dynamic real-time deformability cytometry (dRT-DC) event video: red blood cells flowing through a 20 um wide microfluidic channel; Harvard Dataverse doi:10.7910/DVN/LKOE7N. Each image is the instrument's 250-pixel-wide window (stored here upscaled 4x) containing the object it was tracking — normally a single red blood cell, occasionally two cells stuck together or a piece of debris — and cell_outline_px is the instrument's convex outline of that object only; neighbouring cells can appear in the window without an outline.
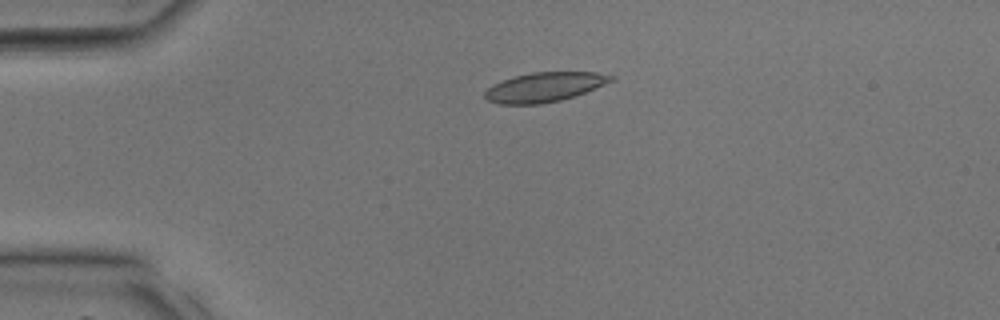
{"species": "common noctule bat (a hibernating species)", "species_latin": "Nyctalus noctula", "temperature_condition": "room temperature", "stored_images_in_passage": 37, "camera_frame_rate_fps": 3000, "um_per_image_px": 0.085, "animal": {"sex": "male", "body_mass_g": 17.9, "forearm_length_mm": 54.2}, "frame": {"image": 1, "passage_image": 9, "time_ms": 2.667, "image_size_px": [1000, 320], "cell_outline_px": [[616, 76], [612, 80], [604, 84], [584, 92], [560, 100], [540, 104], [496, 104], [488, 100], [484, 96], [484, 92], [492, 84], [516, 76], [532, 72], [600, 72]], "centroid_in_image_um": [46.25, 7.4], "position_along_channel_um": 38.7, "area_um2": 21.44}}
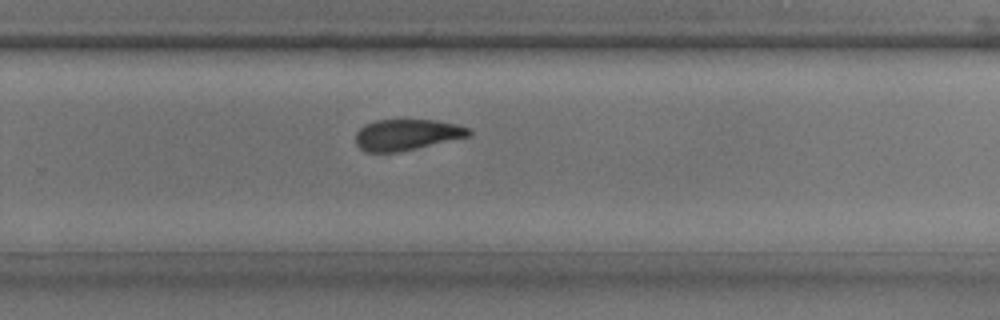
{"frame": {"image": 2, "passage_image": 25, "time_ms": 8.0, "image_size_px": [1000, 320], "cell_outline_px": [[472, 136], [416, 148], [396, 152], [364, 152], [356, 144], [356, 132], [364, 124], [376, 120], [436, 120], [456, 124], [472, 128]], "centroid_in_image_um": [34.6, 11.44], "position_along_channel_um": 295.2, "area_um2": 20.63}}
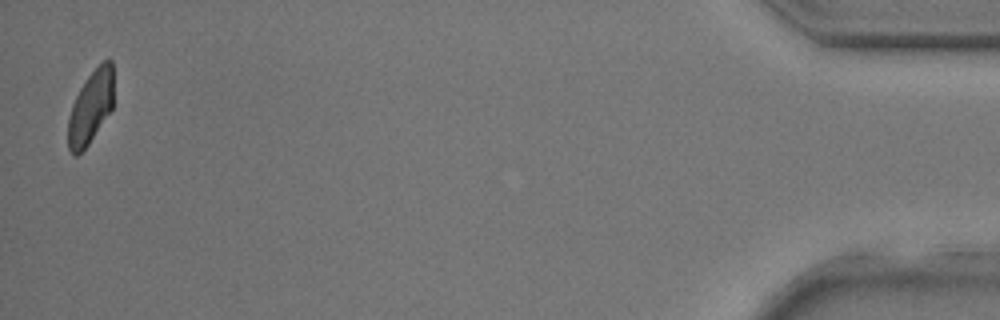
{"frame": {"image": 3, "passage_image": 37, "time_ms": 12.0, "image_size_px": [1000, 320], "cell_outline_px": [[112, 108], [88, 144], [76, 156], [72, 156], [68, 148], [68, 120], [72, 104], [80, 88], [88, 76], [104, 60], [112, 60]], "centroid_in_image_um": [7.68, 9.14], "position_along_channel_um": 427.5, "area_um2": 18.9}}